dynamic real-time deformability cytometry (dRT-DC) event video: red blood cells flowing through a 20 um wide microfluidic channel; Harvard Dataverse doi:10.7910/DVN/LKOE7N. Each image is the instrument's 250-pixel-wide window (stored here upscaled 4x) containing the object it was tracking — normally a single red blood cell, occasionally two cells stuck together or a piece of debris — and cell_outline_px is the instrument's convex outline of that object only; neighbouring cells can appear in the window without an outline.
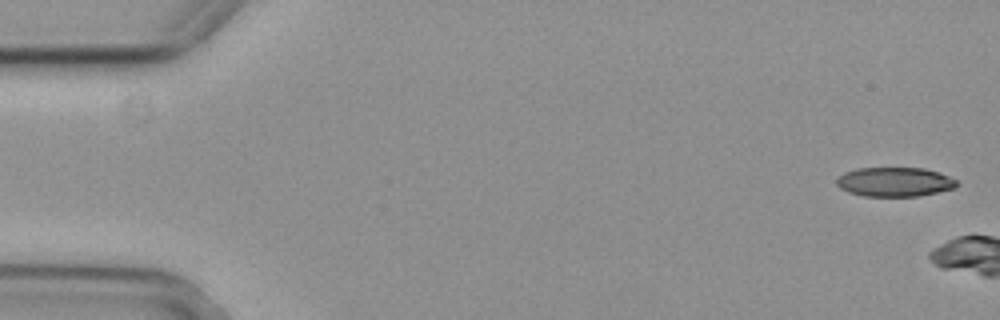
{"species": "common noctule bat (a hibernating species)", "species_latin": "Nyctalus noctula", "temperature_condition": "cold", "stored_images_in_passage": 2, "camera_frame_rate_fps": 3000, "um_per_image_px": 0.085, "animal": {"sex": "female", "body_mass_g": 29.2, "forearm_length_mm": 56.3}, "frame": {"image": 1, "passage_image": 1, "time_ms": 0.0, "image_size_px": [1000, 320], "cell_outline_px": [[956, 184], [952, 188], [936, 192], [916, 196], [864, 196], [848, 192], [840, 188], [836, 184], [836, 180], [844, 172], [856, 168], [924, 168], [940, 172], [956, 180]], "centroid_in_image_um": [76.0, 15.45], "position_along_channel_um": 9.0, "area_um2": 20.35}}